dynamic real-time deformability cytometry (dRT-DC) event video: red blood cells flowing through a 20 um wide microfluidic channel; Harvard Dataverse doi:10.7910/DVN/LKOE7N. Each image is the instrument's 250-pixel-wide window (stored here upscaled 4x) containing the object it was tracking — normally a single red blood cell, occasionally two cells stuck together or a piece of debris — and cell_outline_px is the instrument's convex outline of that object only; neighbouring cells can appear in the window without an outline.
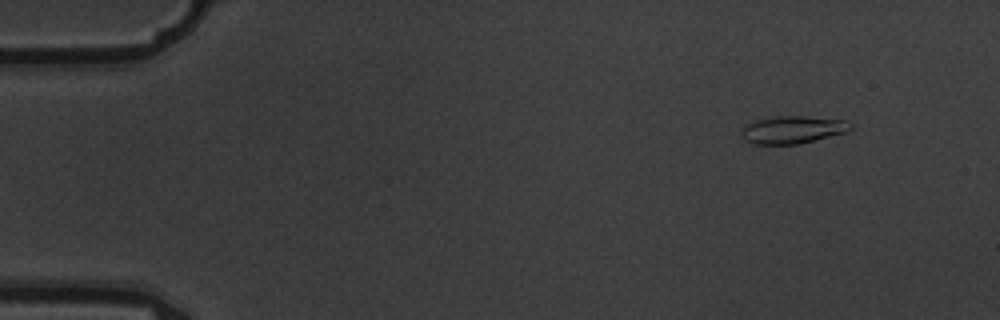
{"species": "common noctule bat (a hibernating species)", "species_latin": "Nyctalus noctula", "temperature_condition": "warm", "stored_images_in_passage": 3, "camera_frame_rate_fps": 3000, "um_per_image_px": 0.085, "animal": {"sex": "male", "body_mass_g": 19.5, "forearm_length_mm": 54.6}, "frame": {"image": 1, "passage_image": 1, "time_ms": 0.0, "image_size_px": [1000, 320], "cell_outline_px": [[852, 128], [848, 132], [800, 144], [752, 144], [744, 140], [740, 132], [752, 120], [780, 116], [804, 116], [848, 120], [852, 124]], "centroid_in_image_um": [67.4, 11.03], "position_along_channel_um": 17.6, "area_um2": 17.74}}